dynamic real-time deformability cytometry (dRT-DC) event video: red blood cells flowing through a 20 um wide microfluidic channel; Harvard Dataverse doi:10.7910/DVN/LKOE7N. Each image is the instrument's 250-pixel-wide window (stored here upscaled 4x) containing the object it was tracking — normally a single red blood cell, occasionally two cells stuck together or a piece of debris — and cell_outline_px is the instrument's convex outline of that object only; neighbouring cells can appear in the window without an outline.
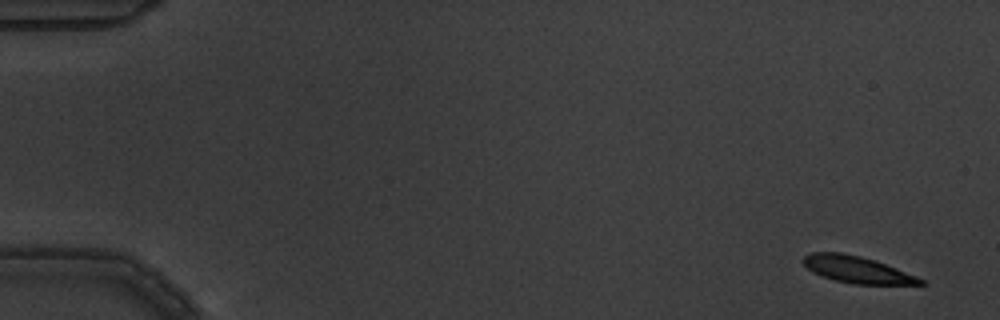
{"species": "common noctule bat (a hibernating species)", "species_latin": "Nyctalus noctula", "temperature_condition": "warm", "stored_images_in_passage": 11, "camera_frame_rate_fps": 3000, "um_per_image_px": 0.085, "animal": {"sex": "male", "body_mass_g": 19.5, "forearm_length_mm": 54.6}, "frame": {"image": 1, "passage_image": 1, "time_ms": 0.0, "image_size_px": [1000, 320], "cell_outline_px": [[928, 284], [852, 284], [820, 276], [812, 272], [800, 260], [804, 256], [812, 252], [840, 252], [860, 256], [884, 264], [916, 276], [924, 280]], "centroid_in_image_um": [72.79, 22.91], "position_along_channel_um": 12.2, "area_um2": 18.03}}
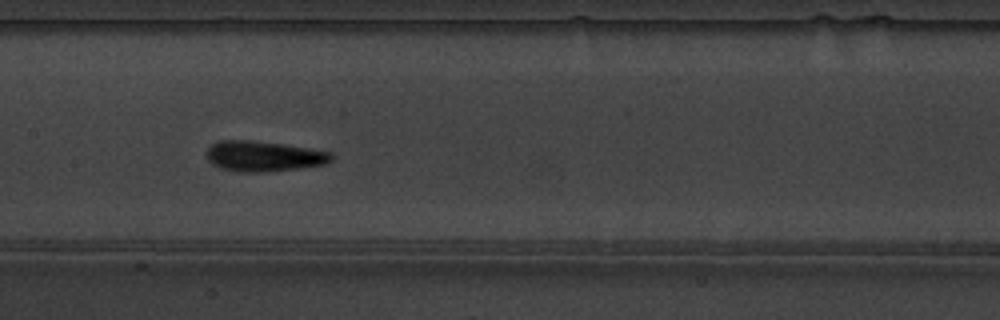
{"frame": {"image": 2, "passage_image": 8, "time_ms": 2.333, "image_size_px": [1000, 320], "cell_outline_px": [[332, 160], [324, 164], [300, 168], [268, 172], [236, 172], [220, 168], [212, 164], [208, 160], [204, 152], [212, 144], [220, 140], [248, 140], [284, 144], [332, 152]], "centroid_in_image_um": [22.37, 13.28], "position_along_channel_um": 185.0, "area_um2": 22.31}}
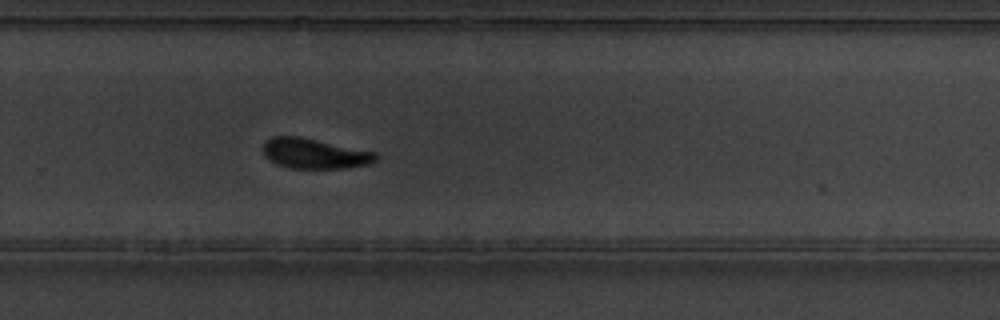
{"frame": {"image": 3, "passage_image": 11, "time_ms": 3.333, "image_size_px": [1000, 320], "cell_outline_px": [[380, 156], [376, 160], [368, 164], [344, 168], [288, 168], [276, 164], [268, 160], [264, 156], [264, 144], [272, 136], [296, 136], [376, 152]], "centroid_in_image_um": [26.73, 13.06], "position_along_channel_um": 303.1, "area_um2": 19.65}}